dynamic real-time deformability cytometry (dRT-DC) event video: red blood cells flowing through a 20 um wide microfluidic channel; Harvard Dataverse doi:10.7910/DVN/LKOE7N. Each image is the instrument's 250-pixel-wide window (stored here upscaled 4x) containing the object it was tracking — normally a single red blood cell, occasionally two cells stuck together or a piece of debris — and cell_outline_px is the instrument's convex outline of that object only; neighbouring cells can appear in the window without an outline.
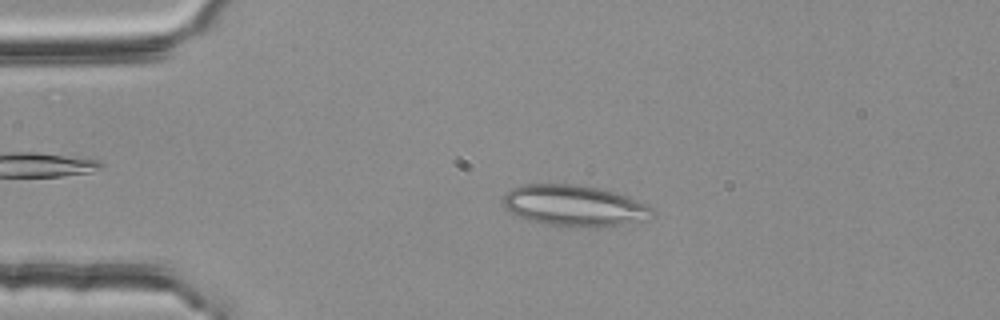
{"species": "common noctule bat (a hibernating species)", "species_latin": "Nyctalus noctula", "temperature_condition": "room temperature", "stored_images_in_passage": 48, "camera_frame_rate_fps": 3000, "um_per_image_px": 0.085, "animal": {"sex": "female", "body_mass_g": 25.1}, "frame": {"image": 1, "passage_image": 11, "time_ms": 3.333, "image_size_px": [1000, 320], "cell_outline_px": [[656, 212], [640, 220], [624, 224], [572, 228], [548, 224], [516, 216], [504, 204], [504, 196], [512, 188], [520, 184], [576, 184], [600, 188], [616, 192], [628, 196], [652, 208]], "centroid_in_image_um": [48.8, 17.47], "position_along_channel_um": 36.2, "area_um2": 35.37}}
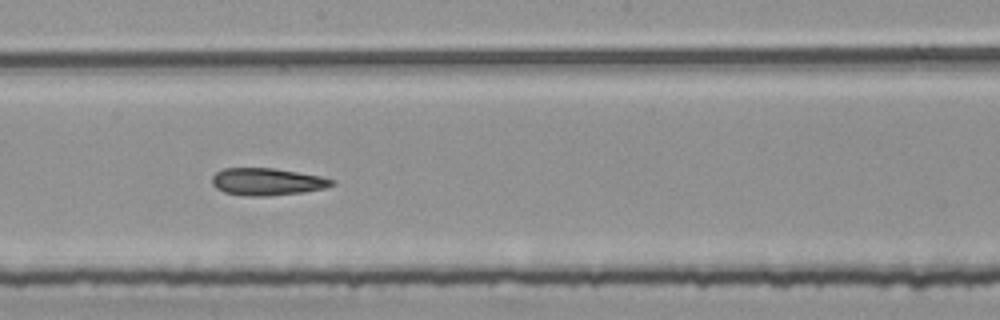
{"frame": {"image": 2, "passage_image": 29, "time_ms": 9.333, "image_size_px": [1000, 320], "cell_outline_px": [[336, 184], [324, 188], [304, 192], [268, 196], [240, 196], [224, 192], [216, 188], [212, 184], [212, 176], [216, 172], [224, 168], [272, 168], [320, 176], [336, 180]], "centroid_in_image_um": [22.69, 15.45], "position_along_channel_um": 225.5, "area_um2": 19.13}}
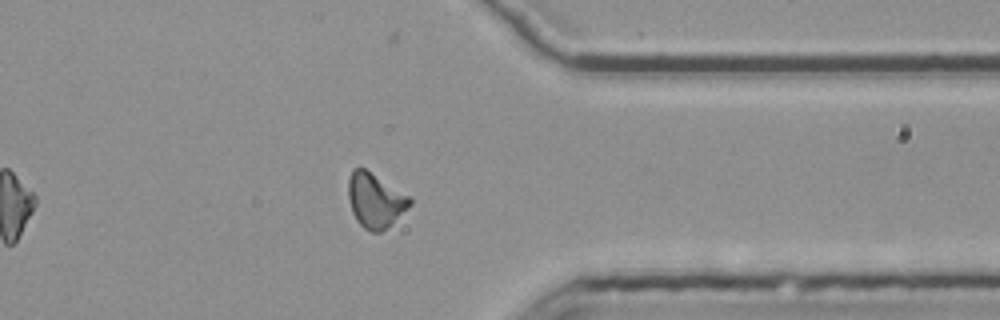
{"frame": {"image": 3, "passage_image": 42, "time_ms": 13.667, "image_size_px": [1000, 320], "cell_outline_px": [[412, 204], [408, 208], [380, 232], [368, 232], [356, 220], [352, 212], [348, 196], [348, 180], [352, 168], [364, 168], [412, 196]], "centroid_in_image_um": [31.9, 17.01], "position_along_channel_um": 379.5, "area_um2": 19.59}, "authors_computed_cell_mechanics": {"area_um2": 19.9988, "velocity_mm_per_s": 3.7728, "shape_relaxation_time_tau1_ms": null, "shape_relaxation_time_tau2_ms": 6.4713, "deformation_change_tau1": null, "deformation_change_tau2": 0.1738}}